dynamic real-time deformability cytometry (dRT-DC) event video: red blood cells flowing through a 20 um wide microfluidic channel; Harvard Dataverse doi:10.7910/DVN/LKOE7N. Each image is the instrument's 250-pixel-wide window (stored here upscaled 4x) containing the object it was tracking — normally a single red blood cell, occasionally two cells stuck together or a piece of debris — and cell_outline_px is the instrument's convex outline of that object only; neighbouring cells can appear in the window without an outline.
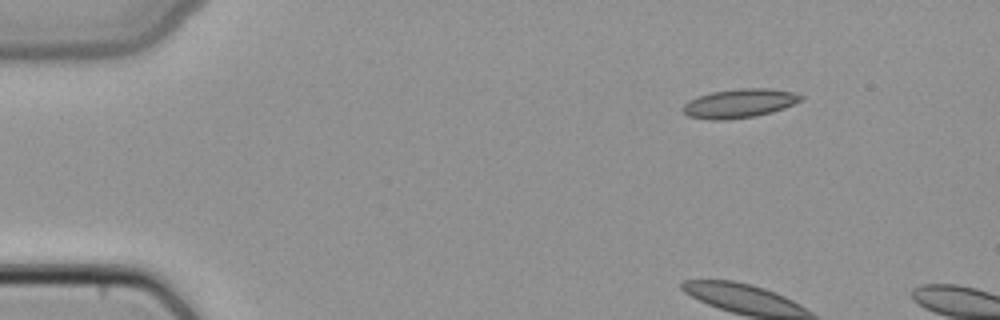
{"species": "common noctule bat (a hibernating species)", "species_latin": "Nyctalus noctula", "temperature_condition": "cold", "stored_images_in_passage": 46, "camera_frame_rate_fps": 3000, "um_per_image_px": 0.085, "animal": {"sex": "female", "body_mass_g": 22.7, "forearm_length_mm": 54.2}, "frame": {"image": 1, "passage_image": 1, "time_ms": 0.0, "image_size_px": [1000, 320], "cell_outline_px": [[804, 100], [784, 108], [772, 112], [756, 116], [728, 120], [708, 120], [688, 116], [684, 112], [684, 104], [688, 100], [712, 92], [740, 88], [768, 88], [792, 92], [804, 96]], "centroid_in_image_um": [62.88, 8.79], "position_along_channel_um": 22.1, "area_um2": 19.94}}